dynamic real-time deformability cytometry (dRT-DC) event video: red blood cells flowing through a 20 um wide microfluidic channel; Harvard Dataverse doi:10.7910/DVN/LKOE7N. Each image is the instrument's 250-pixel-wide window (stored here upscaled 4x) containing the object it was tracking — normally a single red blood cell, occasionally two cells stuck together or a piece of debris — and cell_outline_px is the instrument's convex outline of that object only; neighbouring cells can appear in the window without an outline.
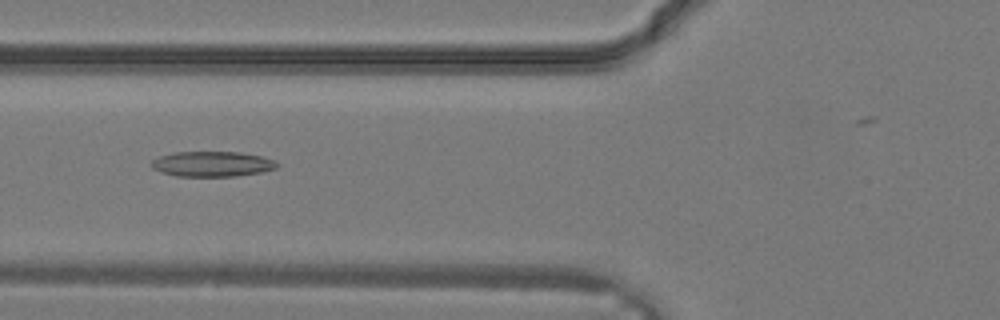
{"species": "common noctule bat (a hibernating species)", "species_latin": "Nyctalus noctula", "temperature_condition": "warm", "stored_images_in_passage": 27, "camera_frame_rate_fps": 3000, "um_per_image_px": 0.085, "animal": {"sex": "male", "body_mass_g": 19.2, "forearm_length_mm": 51.8}, "frame": {"image": 1, "passage_image": 7, "time_ms": 2.0, "image_size_px": [1000, 320], "cell_outline_px": [[280, 164], [276, 168], [260, 172], [236, 176], [176, 176], [152, 168], [148, 164], [152, 160], [160, 156], [176, 152], [240, 152], [260, 156], [272, 160]], "centroid_in_image_um": [18.01, 13.93], "position_along_channel_um": 107.8, "area_um2": 18.32}}
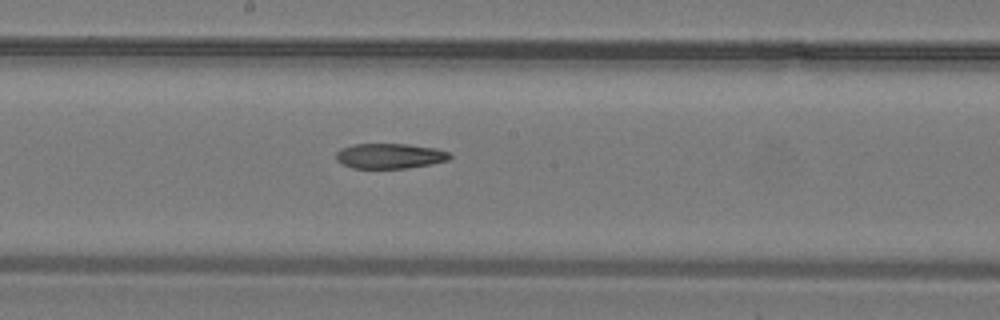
{"frame": {"image": 2, "passage_image": 12, "time_ms": 3.667, "image_size_px": [1000, 320], "cell_outline_px": [[452, 156], [448, 160], [432, 164], [408, 168], [352, 168], [336, 160], [336, 152], [340, 148], [352, 144], [408, 144], [436, 148], [452, 152]], "centroid_in_image_um": [33.16, 13.25], "position_along_channel_um": 215.0, "area_um2": 16.88}}
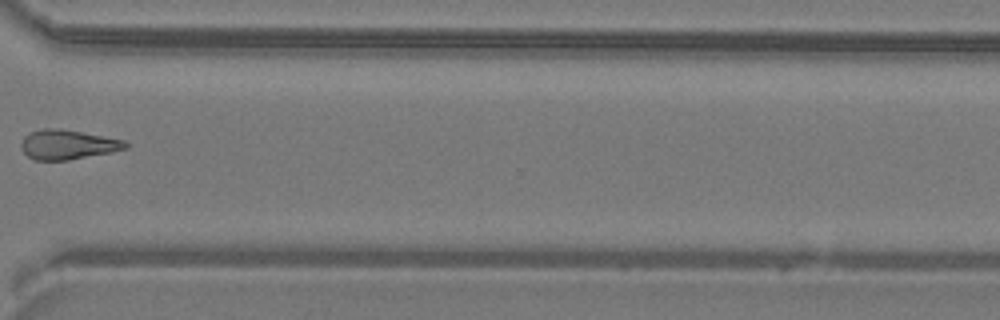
{"frame": {"image": 3, "passage_image": 19, "time_ms": 6.0, "image_size_px": [1000, 320], "cell_outline_px": [[128, 148], [112, 152], [68, 160], [36, 160], [28, 156], [20, 148], [20, 144], [24, 136], [28, 132], [44, 128], [60, 128], [124, 140], [128, 144]], "centroid_in_image_um": [5.73, 12.28], "position_along_channel_um": 364.9, "area_um2": 18.03}}